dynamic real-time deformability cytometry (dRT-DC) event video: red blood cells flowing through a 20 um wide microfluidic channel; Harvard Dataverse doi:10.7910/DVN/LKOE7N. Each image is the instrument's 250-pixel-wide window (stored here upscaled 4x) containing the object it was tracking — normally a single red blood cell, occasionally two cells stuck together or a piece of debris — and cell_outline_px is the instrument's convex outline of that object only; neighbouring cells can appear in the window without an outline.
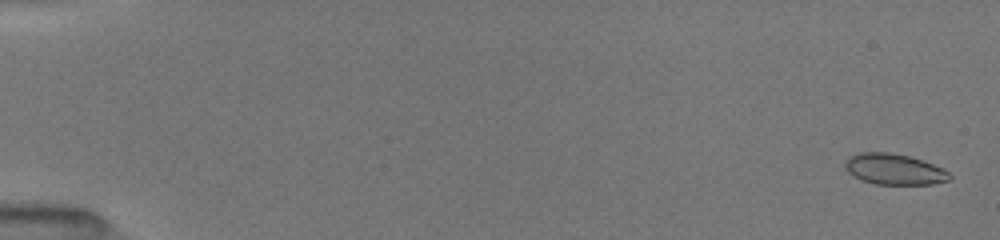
{"species": "common noctule bat (a hibernating species)", "species_latin": "Nyctalus noctula", "temperature_condition": "room temperature", "stored_images_in_passage": 19, "camera_frame_rate_fps": 3000, "um_per_image_px": 0.085, "animal": {"sex": "female", "body_mass_g": 19.5, "forearm_length_mm": 54.1}, "frame": {"image": 1, "passage_image": 2, "time_ms": 0.333, "image_size_px": [1000, 240], "cell_outline_px": [[952, 176], [948, 180], [932, 184], [876, 184], [864, 180], [848, 172], [844, 168], [844, 160], [848, 156], [860, 152], [888, 152], [908, 156], [932, 164], [948, 172]], "centroid_in_image_um": [75.95, 14.37], "position_along_channel_um": 9.0, "area_um2": 18.55}}
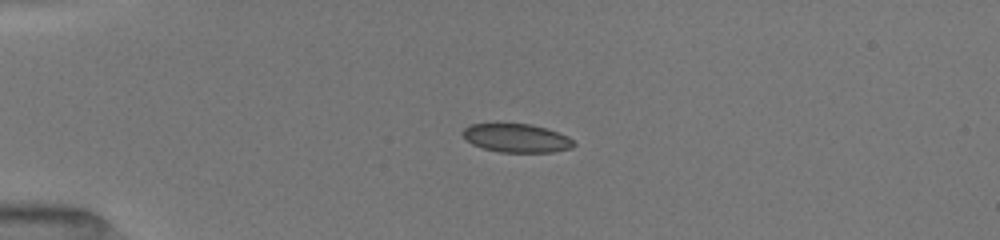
{"frame": {"image": 2, "passage_image": 14, "time_ms": 4.333, "image_size_px": [1000, 240], "cell_outline_px": [[576, 144], [572, 148], [552, 152], [500, 152], [484, 148], [472, 144], [460, 132], [464, 128], [472, 124], [528, 124], [548, 128], [568, 136]], "centroid_in_image_um": [43.93, 11.74], "position_along_channel_um": 41.1, "area_um2": 18.38}}